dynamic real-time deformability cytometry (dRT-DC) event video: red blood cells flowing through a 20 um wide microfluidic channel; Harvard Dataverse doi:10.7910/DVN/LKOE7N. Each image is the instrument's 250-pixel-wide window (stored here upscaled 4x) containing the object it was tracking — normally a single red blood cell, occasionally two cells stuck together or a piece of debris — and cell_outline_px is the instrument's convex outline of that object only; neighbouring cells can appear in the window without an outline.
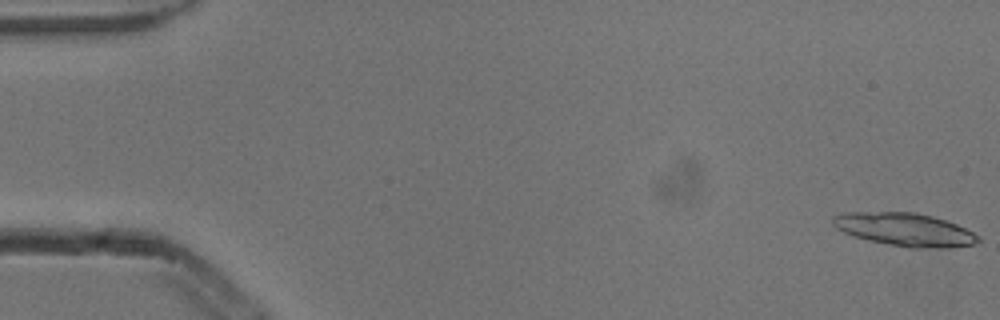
{"species": "common noctule bat (a hibernating species)", "species_latin": "Nyctalus noctula", "temperature_condition": "cold", "stored_images_in_passage": 5, "camera_frame_rate_fps": 3000, "um_per_image_px": 0.085, "animal": {"sex": "male", "body_mass_g": 13.3}, "frame": {"image": 1, "passage_image": 1, "time_ms": 0.0, "image_size_px": [1000, 320], "cell_outline_px": [[980, 240], [972, 244], [952, 248], [908, 248], [868, 240], [844, 232], [836, 228], [832, 224], [832, 216], [844, 212], [916, 212], [932, 216], [956, 224], [980, 236]], "centroid_in_image_um": [76.9, 19.51], "position_along_channel_um": 8.1, "area_um2": 28.03}}
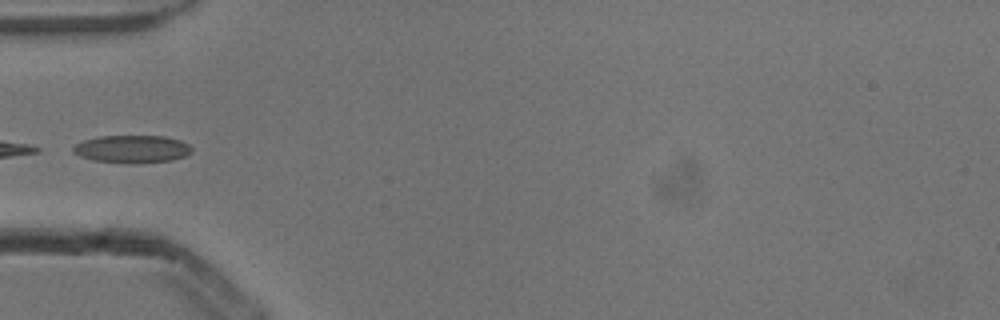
{"frame": {"image": 2, "passage_image": 5, "time_ms": 1.333, "image_size_px": [1000, 320], "cell_outline_px": [[192, 152], [184, 156], [172, 160], [132, 164], [128, 164], [92, 160], [80, 156], [72, 152], [72, 148], [76, 144], [84, 140], [100, 136], [164, 136], [180, 140], [188, 144], [192, 148]], "centroid_in_image_um": [11.22, 12.67], "position_along_channel_um": 73.8, "area_um2": 19.25}}